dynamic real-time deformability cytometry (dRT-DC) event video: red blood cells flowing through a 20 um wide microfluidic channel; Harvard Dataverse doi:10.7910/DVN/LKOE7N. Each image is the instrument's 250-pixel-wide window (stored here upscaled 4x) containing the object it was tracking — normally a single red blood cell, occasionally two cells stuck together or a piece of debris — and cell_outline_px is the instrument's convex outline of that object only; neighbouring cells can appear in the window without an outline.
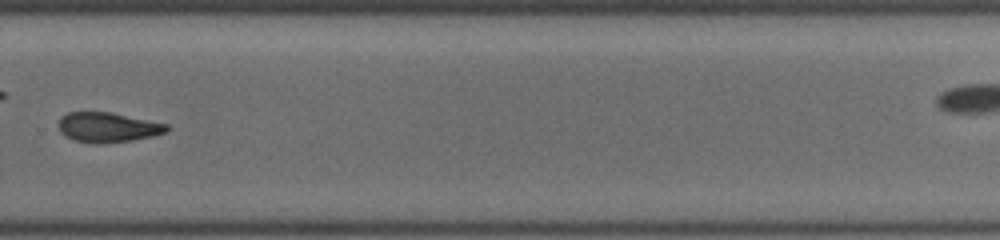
{"species": "common noctule bat (a hibernating species)", "species_latin": "Nyctalus noctula", "temperature_condition": "cold", "stored_images_in_passage": 50, "camera_frame_rate_fps": 3000, "um_per_image_px": 0.085, "animal": {"sex": "female", "body_mass_g": 19.5, "forearm_length_mm": 54.1}, "frame": {"image": 1, "passage_image": 38, "time_ms": 11.667, "image_size_px": [1000, 240], "cell_outline_px": [[168, 128], [164, 132], [152, 136], [132, 140], [76, 140], [64, 136], [60, 132], [60, 116], [68, 112], [112, 112], [168, 124]], "centroid_in_image_um": [9.17, 10.76], "position_along_channel_um": 320.6, "area_um2": 17.86}}